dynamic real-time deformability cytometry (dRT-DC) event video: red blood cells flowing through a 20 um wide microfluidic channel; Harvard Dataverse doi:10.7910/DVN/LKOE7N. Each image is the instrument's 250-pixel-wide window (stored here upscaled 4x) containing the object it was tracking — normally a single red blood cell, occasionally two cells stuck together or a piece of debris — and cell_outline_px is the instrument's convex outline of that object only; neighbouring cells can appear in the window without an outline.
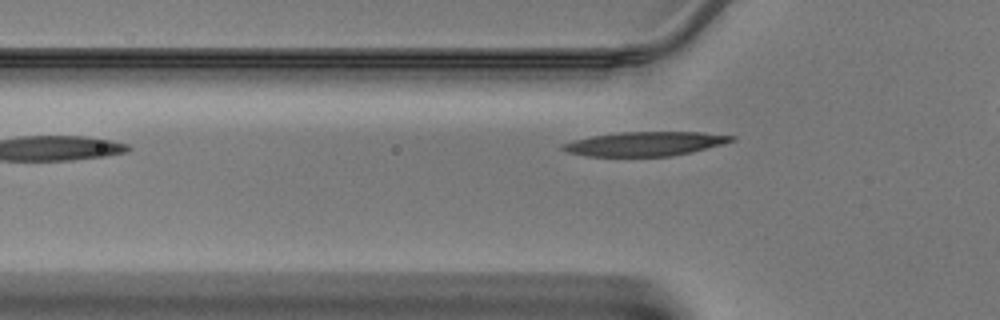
{"species": "Egyptian fruit bat (a non-hibernating species)", "species_latin": "Rousettus aegyptiacus", "temperature_condition": "warm", "stored_images_in_passage": 28, "camera_frame_rate_fps": 3000, "um_per_image_px": 0.085, "animal": {"sex": "male"}, "frame": {"image": 1, "passage_image": 2, "time_ms": 0.333, "image_size_px": [1000, 320], "cell_outline_px": [[736, 140], [724, 144], [692, 152], [672, 156], [588, 156], [568, 152], [560, 148], [560, 144], [592, 136], [620, 132], [700, 132], [736, 136]], "centroid_in_image_um": [54.87, 12.22], "position_along_channel_um": 70.9, "area_um2": 23.76}}
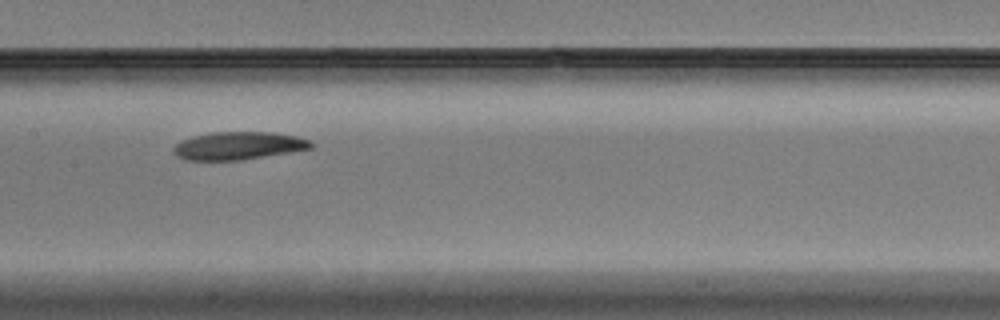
{"frame": {"image": 2, "passage_image": 10, "time_ms": 3.0, "image_size_px": [1000, 320], "cell_outline_px": [[316, 144], [312, 148], [292, 152], [240, 160], [184, 160], [176, 156], [172, 152], [172, 148], [180, 140], [192, 136], [212, 132], [272, 132], [296, 136], [308, 140]], "centroid_in_image_um": [20.24, 12.39], "position_along_channel_um": 187.2, "area_um2": 22.54}}
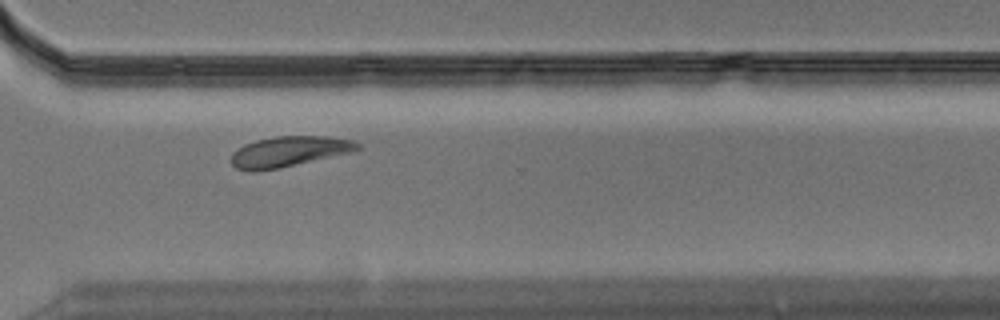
{"frame": {"image": 3, "passage_image": 21, "time_ms": 6.667, "image_size_px": [1000, 320], "cell_outline_px": [[360, 148], [352, 152], [280, 168], [252, 172], [248, 172], [236, 168], [232, 164], [232, 152], [244, 144], [256, 140], [276, 136], [328, 136], [352, 140], [360, 144]], "centroid_in_image_um": [24.54, 12.88], "position_along_channel_um": 346.1, "area_um2": 22.48}}